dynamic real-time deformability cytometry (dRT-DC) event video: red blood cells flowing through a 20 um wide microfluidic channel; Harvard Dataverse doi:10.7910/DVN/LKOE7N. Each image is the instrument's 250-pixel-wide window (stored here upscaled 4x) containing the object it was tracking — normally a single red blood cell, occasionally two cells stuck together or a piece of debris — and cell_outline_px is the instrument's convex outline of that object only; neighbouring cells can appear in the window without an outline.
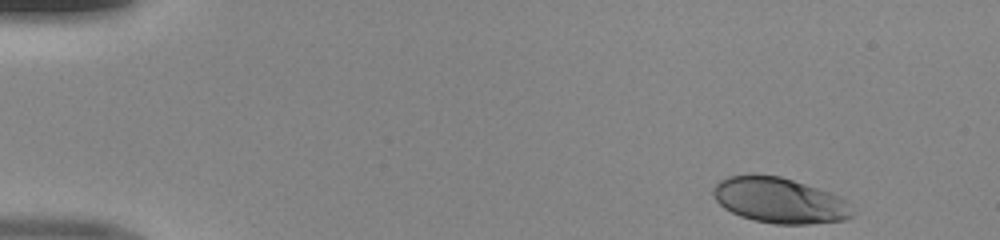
{"species": "human", "species_latin": "Homo sapiens", "temperature_condition": "room temperature", "stored_images_in_passage": 45, "camera_frame_rate_fps": 3000, "um_per_image_px": 0.085, "donor": {"sex": "male"}, "frame": {"image": 1, "passage_image": 1, "time_ms": 0.0, "image_size_px": [1000, 240], "cell_outline_px": [[852, 216], [844, 220], [808, 224], [776, 224], [752, 220], [740, 216], [724, 208], [716, 200], [712, 192], [712, 188], [720, 180], [728, 176], [780, 176], [840, 196], [844, 200]], "centroid_in_image_um": [66.2, 17.05], "position_along_channel_um": 18.8, "area_um2": 36.07}}
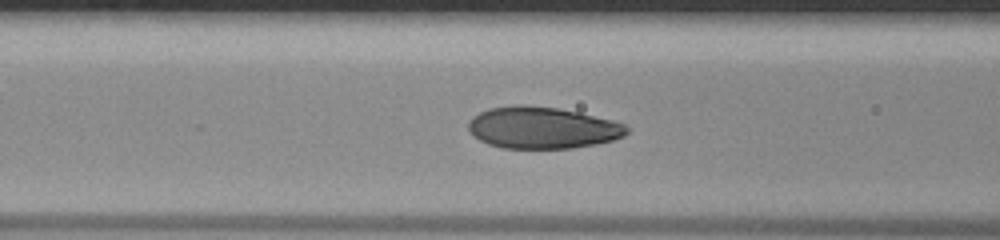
{"frame": {"image": 2, "passage_image": 17, "time_ms": 5.333, "image_size_px": [1000, 240], "cell_outline_px": [[628, 132], [624, 136], [612, 140], [596, 144], [572, 148], [504, 148], [488, 144], [472, 136], [468, 132], [468, 124], [472, 116], [488, 108], [516, 104], [528, 104], [556, 108], [580, 112], [628, 124]], "centroid_in_image_um": [46.08, 10.84], "position_along_channel_um": 120.5, "area_um2": 38.9}}
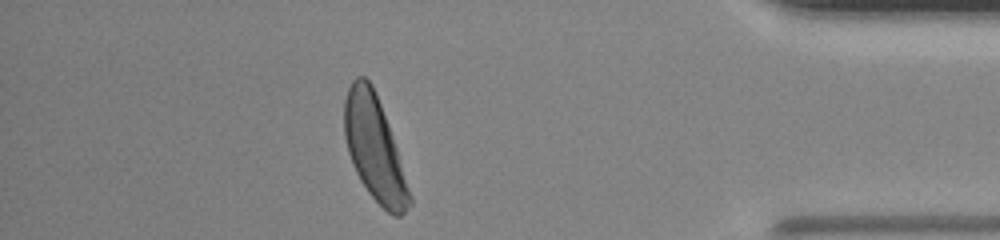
{"frame": {"image": 3, "passage_image": 40, "time_ms": 13.0, "image_size_px": [1000, 240], "cell_outline_px": [[412, 204], [400, 216], [392, 216], [368, 192], [360, 180], [352, 164], [348, 152], [344, 136], [344, 100], [348, 88], [352, 80], [356, 76], [364, 76], [372, 84], [376, 92], [388, 124], [412, 196]], "centroid_in_image_um": [31.81, 12.6], "position_along_channel_um": 403.4, "area_um2": 39.42}}